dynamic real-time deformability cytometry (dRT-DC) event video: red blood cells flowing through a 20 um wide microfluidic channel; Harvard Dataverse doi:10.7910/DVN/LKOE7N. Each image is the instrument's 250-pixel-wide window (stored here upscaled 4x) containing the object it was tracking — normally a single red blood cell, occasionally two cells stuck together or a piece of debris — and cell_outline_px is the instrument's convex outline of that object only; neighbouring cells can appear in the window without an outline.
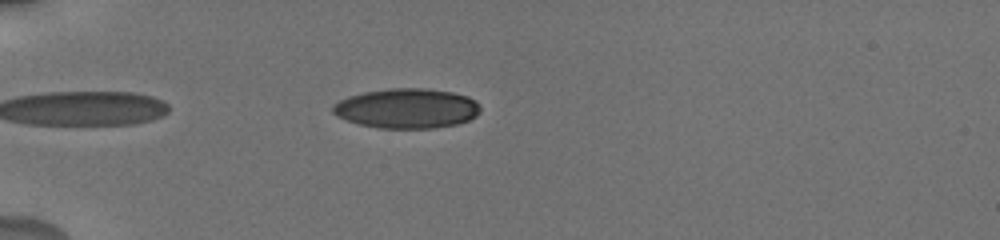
{"species": "human", "species_latin": "Homo sapiens", "temperature_condition": "cold", "stored_images_in_passage": 9, "camera_frame_rate_fps": 3000, "um_per_image_px": 0.085, "donor": {"sex": "male"}, "frame": {"image": 1, "passage_image": 4, "time_ms": 1.0, "image_size_px": [1000, 240], "cell_outline_px": [[480, 112], [476, 116], [468, 120], [456, 124], [432, 128], [380, 128], [360, 124], [336, 116], [332, 112], [332, 104], [348, 96], [364, 92], [392, 88], [428, 88], [452, 92], [468, 96], [476, 100], [480, 104]], "centroid_in_image_um": [34.6, 9.2], "position_along_channel_um": 50.4, "area_um2": 34.33}}
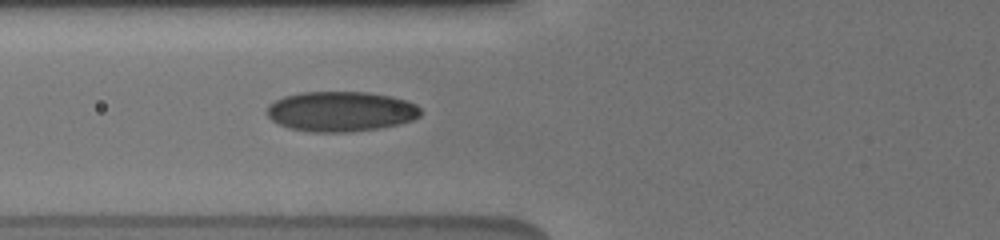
{"frame": {"image": 2, "passage_image": 9, "time_ms": 3.0, "image_size_px": [1000, 240], "cell_outline_px": [[424, 112], [420, 116], [412, 120], [400, 124], [380, 128], [348, 132], [312, 132], [288, 128], [272, 120], [264, 112], [268, 104], [284, 96], [300, 92], [368, 92], [392, 96], [408, 100], [416, 104]], "centroid_in_image_um": [28.99, 9.47], "position_along_channel_um": 96.8, "area_um2": 36.36}}